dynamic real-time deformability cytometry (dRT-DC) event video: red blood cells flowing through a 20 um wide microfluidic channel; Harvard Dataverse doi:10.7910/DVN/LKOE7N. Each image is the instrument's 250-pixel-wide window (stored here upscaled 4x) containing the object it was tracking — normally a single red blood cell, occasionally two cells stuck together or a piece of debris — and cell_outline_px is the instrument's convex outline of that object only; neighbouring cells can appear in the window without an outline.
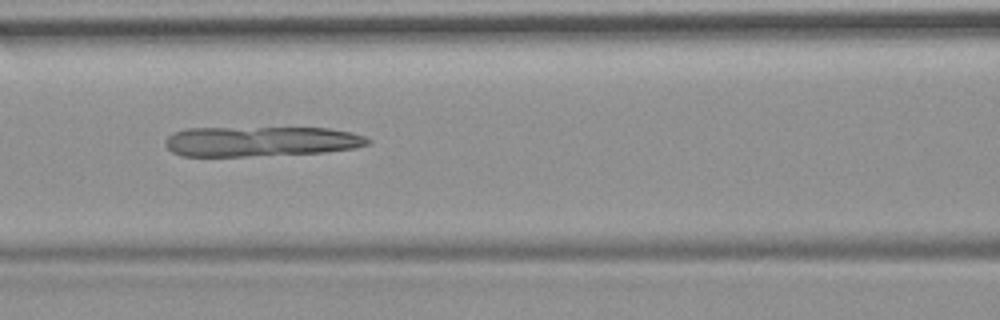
{"species": "common noctule bat (a hibernating species)", "species_latin": "Nyctalus noctula", "temperature_condition": "room temperature", "stored_images_in_passage": 53, "camera_frame_rate_fps": 3000, "um_per_image_px": 0.085, "animal": {"sex": "female", "body_mass_g": 19.9}, "frame": {"image": 1, "passage_image": 23, "time_ms": 7.333, "image_size_px": [1000, 320], "cell_outline_px": [[372, 140], [368, 144], [356, 148], [324, 152], [244, 156], [180, 156], [172, 152], [164, 144], [164, 140], [168, 136], [184, 128], [328, 128], [352, 132], [364, 136]], "centroid_in_image_um": [22.16, 12.01], "position_along_channel_um": 144.4, "area_um2": 35.49}}